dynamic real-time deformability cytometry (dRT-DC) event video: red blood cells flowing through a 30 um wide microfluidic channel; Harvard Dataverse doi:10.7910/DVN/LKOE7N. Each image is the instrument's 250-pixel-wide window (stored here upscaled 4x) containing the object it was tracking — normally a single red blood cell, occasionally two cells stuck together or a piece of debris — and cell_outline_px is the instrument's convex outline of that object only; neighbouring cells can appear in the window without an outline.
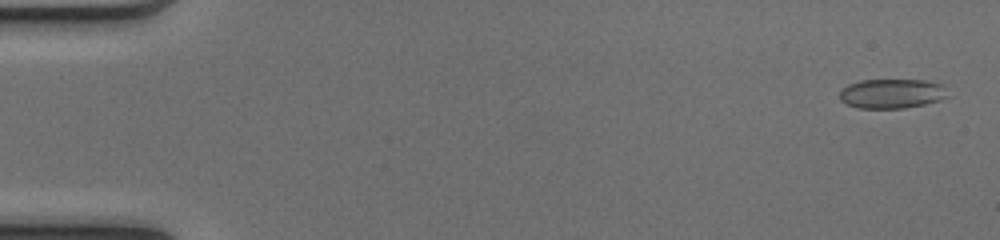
{"species": "common noctule bat (a hibernating species)", "species_latin": "Nyctalus noctula", "temperature_condition": "cold", "stored_images_in_passage": 50, "camera_frame_rate_fps": 3000, "um_per_image_px": 0.085, "animal": {"sex": "female", "body_mass_g": 17.0, "forearm_length_mm": 48.0}, "frame": {"image": 1, "passage_image": 1, "time_ms": 0.0, "image_size_px": [1000, 240], "cell_outline_px": [[952, 96], [940, 100], [924, 104], [904, 108], [856, 108], [840, 100], [840, 92], [848, 84], [860, 80], [924, 80], [944, 84]], "centroid_in_image_um": [75.88, 7.95], "position_along_channel_um": 9.1, "area_um2": 18.84}}
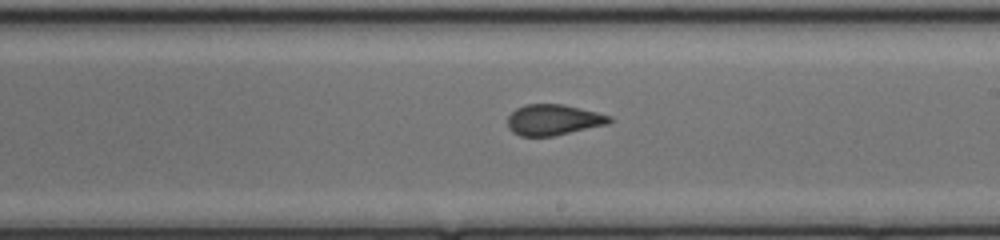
{"frame": {"image": 2, "passage_image": 29, "time_ms": 9.333, "image_size_px": [1000, 240], "cell_outline_px": [[612, 120], [608, 124], [552, 136], [520, 136], [512, 132], [508, 128], [508, 116], [516, 108], [524, 104], [564, 104], [612, 116]], "centroid_in_image_um": [47.02, 10.18], "position_along_channel_um": 242.0, "area_um2": 18.26}}
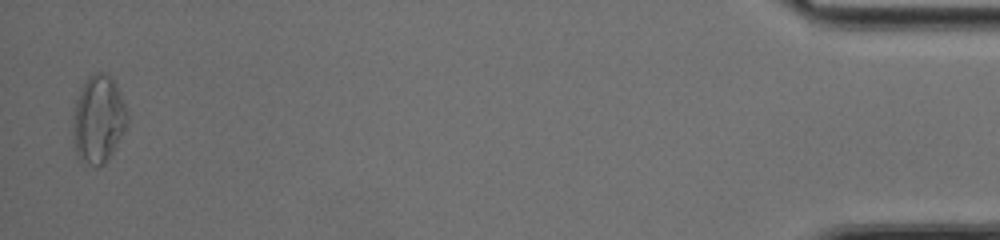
{"frame": {"image": 3, "passage_image": 49, "time_ms": 16.0, "image_size_px": [1000, 240], "cell_outline_px": [[128, 124], [112, 152], [104, 164], [96, 168], [84, 164], [80, 160], [76, 152], [72, 140], [72, 120], [76, 100], [84, 80], [88, 76], [96, 72], [104, 72], [116, 84], [120, 92], [128, 116]], "centroid_in_image_um": [8.33, 10.17], "position_along_channel_um": 426.9, "area_um2": 28.09}, "authors_computed_cell_mechanics": {"area_um2": 19.0451, "velocity_mm_per_s": 4.1338, "shape_relaxation_time_tau1_ms": null, "shape_relaxation_time_tau2_ms": 1.0352, "deformation_change_tau1": null, "deformation_change_tau2": 0.0643}}